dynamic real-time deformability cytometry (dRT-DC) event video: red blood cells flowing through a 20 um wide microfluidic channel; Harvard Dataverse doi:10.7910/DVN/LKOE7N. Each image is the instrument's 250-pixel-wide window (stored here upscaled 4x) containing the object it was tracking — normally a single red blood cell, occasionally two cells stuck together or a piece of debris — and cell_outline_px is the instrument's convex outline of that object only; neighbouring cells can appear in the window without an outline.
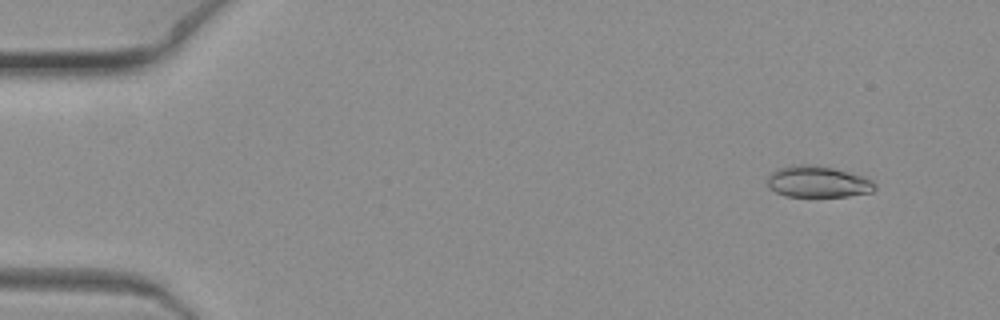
{"species": "common noctule bat (a hibernating species)", "species_latin": "Nyctalus noctula", "temperature_condition": "warm", "stored_images_in_passage": 6, "camera_frame_rate_fps": 3000, "um_per_image_px": 0.085, "animal": {"sex": "female", "body_mass_g": 19.3, "forearm_length_mm": 54.1}, "frame": {"image": 1, "passage_image": 1, "time_ms": 0.0, "image_size_px": [1000, 320], "cell_outline_px": [[876, 188], [872, 192], [848, 196], [788, 196], [776, 192], [768, 188], [768, 176], [772, 172], [780, 168], [792, 164], [808, 164], [832, 168], [864, 176], [872, 180], [876, 184]], "centroid_in_image_um": [69.53, 15.44], "position_along_channel_um": 15.5, "area_um2": 19.59}}
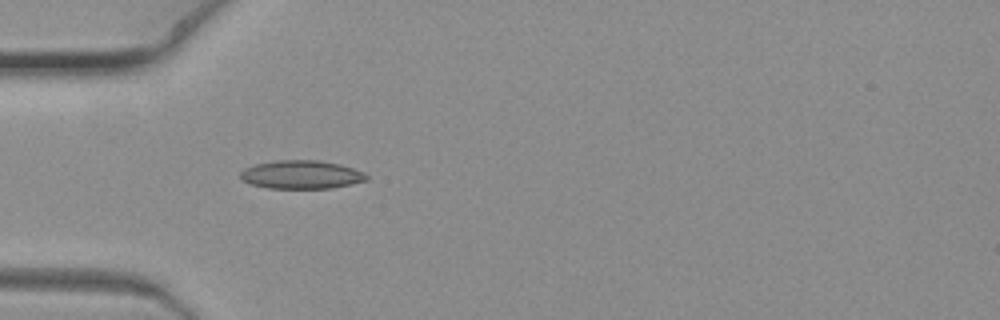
{"frame": {"image": 2, "passage_image": 6, "time_ms": 1.667, "image_size_px": [1000, 320], "cell_outline_px": [[368, 180], [352, 184], [332, 188], [268, 188], [252, 184], [244, 180], [240, 176], [240, 172], [244, 168], [256, 164], [276, 160], [320, 160], [340, 164], [364, 172], [368, 176]], "centroid_in_image_um": [25.65, 14.84], "position_along_channel_um": 59.4, "area_um2": 20.87}}